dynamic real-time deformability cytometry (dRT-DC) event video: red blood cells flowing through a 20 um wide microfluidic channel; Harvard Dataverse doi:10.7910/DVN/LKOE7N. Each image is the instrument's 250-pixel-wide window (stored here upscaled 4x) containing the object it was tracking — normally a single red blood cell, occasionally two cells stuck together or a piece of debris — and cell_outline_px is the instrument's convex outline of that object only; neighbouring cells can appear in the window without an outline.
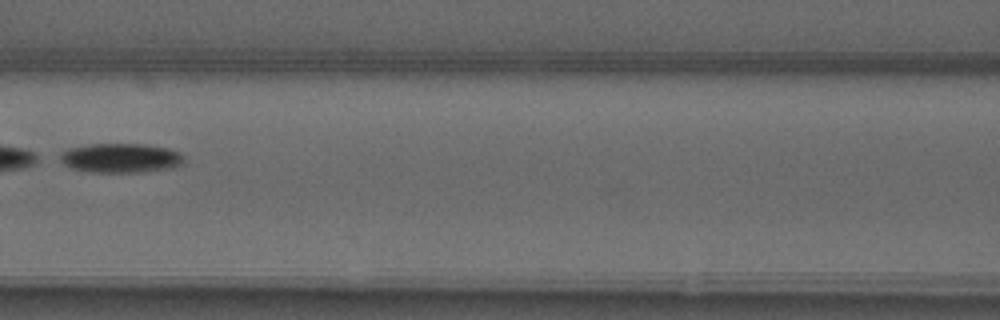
{"species": "common noctule bat (a hibernating species)", "species_latin": "Nyctalus noctula", "temperature_condition": "warm", "stored_images_in_passage": 8, "camera_frame_rate_fps": 3000, "um_per_image_px": 0.085, "animal": {"sex": "male", "forearm_length_mm": 52.5}, "frame": {"image": 1, "passage_image": 6, "time_ms": 1.667, "image_size_px": [1000, 320], "cell_outline_px": [[184, 164], [176, 168], [144, 172], [88, 172], [68, 168], [56, 160], [60, 152], [68, 148], [84, 144], [144, 144], [172, 148], [180, 152], [184, 156]], "centroid_in_image_um": [10.24, 13.43], "position_along_channel_um": 156.4, "area_um2": 22.14}}
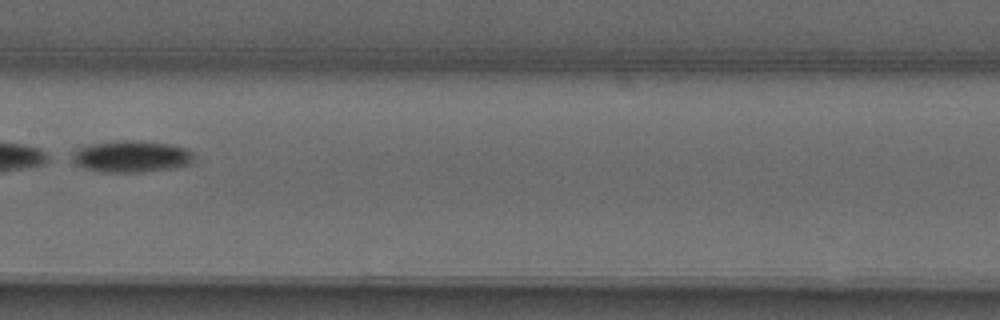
{"frame": {"image": 2, "passage_image": 7, "time_ms": 2.0, "image_size_px": [1000, 320], "cell_outline_px": [[196, 160], [192, 164], [172, 168], [140, 172], [104, 172], [84, 168], [76, 164], [72, 160], [72, 148], [88, 144], [112, 140], [140, 140], [172, 144], [188, 148], [196, 156]], "centroid_in_image_um": [11.18, 13.27], "position_along_channel_um": 196.2, "area_um2": 23.24}}
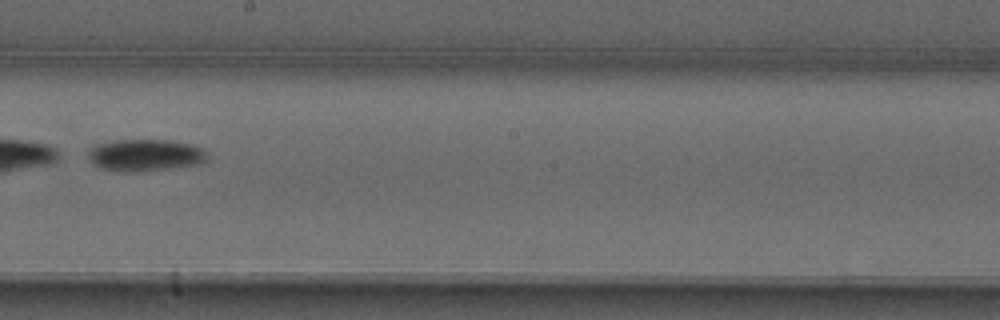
{"frame": {"image": 3, "passage_image": 8, "time_ms": 2.333, "image_size_px": [1000, 320], "cell_outline_px": [[208, 160], [204, 164], [140, 172], [124, 172], [104, 168], [92, 164], [88, 156], [88, 148], [96, 144], [116, 140], [172, 140], [192, 144], [204, 148], [208, 152]], "centroid_in_image_um": [12.41, 13.19], "position_along_channel_um": 235.8, "area_um2": 22.72}}